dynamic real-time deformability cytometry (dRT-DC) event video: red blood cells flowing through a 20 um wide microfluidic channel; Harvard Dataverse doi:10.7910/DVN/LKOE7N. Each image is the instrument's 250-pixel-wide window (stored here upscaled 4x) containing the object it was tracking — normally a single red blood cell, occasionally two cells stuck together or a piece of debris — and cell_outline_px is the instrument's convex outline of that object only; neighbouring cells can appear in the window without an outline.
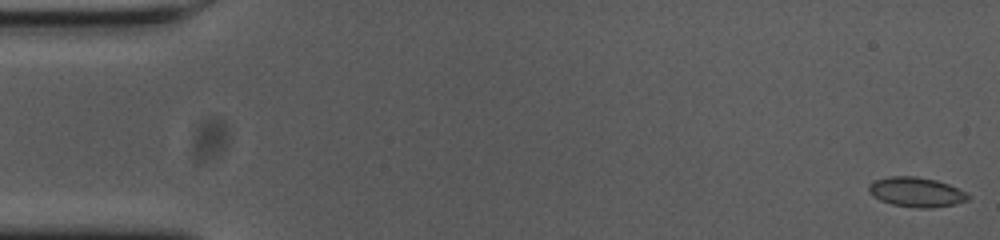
{"species": "common noctule bat (a hibernating species)", "species_latin": "Nyctalus noctula", "temperature_condition": "cold", "stored_images_in_passage": 56, "camera_frame_rate_fps": 3000, "um_per_image_px": 0.085, "animal": {"sex": "female", "body_mass_g": 23.0, "forearm_length_mm": 53.4}, "frame": {"image": 1, "passage_image": 1, "time_ms": 0.0, "image_size_px": [1000, 240], "cell_outline_px": [[972, 196], [968, 200], [952, 204], [932, 208], [920, 208], [892, 204], [880, 200], [868, 192], [868, 184], [876, 180], [888, 176], [916, 176], [936, 180], [948, 184]], "centroid_in_image_um": [77.86, 16.32], "position_along_channel_um": 7.1, "area_um2": 17.05}}
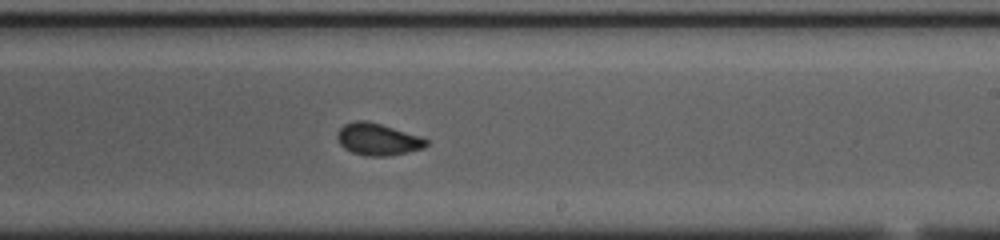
{"frame": {"image": 2, "passage_image": 33, "time_ms": 10.667, "image_size_px": [1000, 240], "cell_outline_px": [[428, 144], [424, 148], [408, 152], [388, 156], [364, 156], [352, 152], [344, 148], [340, 144], [336, 136], [336, 132], [344, 124], [356, 120], [368, 120], [420, 136], [428, 140]], "centroid_in_image_um": [32.09, 11.84], "position_along_channel_um": 256.9, "area_um2": 16.7}}
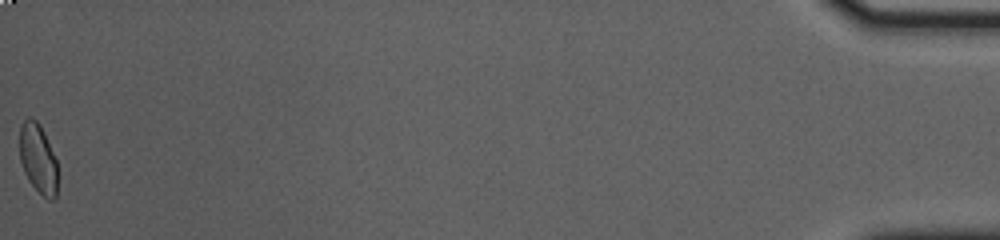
{"frame": {"image": 3, "passage_image": 56, "time_ms": 18.333, "image_size_px": [1000, 240], "cell_outline_px": [[56, 196], [52, 200], [48, 200], [28, 180], [24, 172], [20, 160], [20, 124], [28, 116], [36, 120], [40, 124], [44, 132], [56, 160]], "centroid_in_image_um": [3.21, 13.44], "position_along_channel_um": 432.0, "area_um2": 15.2}, "authors_computed_cell_mechanics": {"area_um2": 16.3863, "velocity_mm_per_s": 3.6445, "shape_relaxation_time_tau1_ms": 4.6279, "shape_relaxation_time_tau2_ms": 0.7041, "deformation_change_tau1": 0.0991, "deformation_change_tau2": 0.0529}}